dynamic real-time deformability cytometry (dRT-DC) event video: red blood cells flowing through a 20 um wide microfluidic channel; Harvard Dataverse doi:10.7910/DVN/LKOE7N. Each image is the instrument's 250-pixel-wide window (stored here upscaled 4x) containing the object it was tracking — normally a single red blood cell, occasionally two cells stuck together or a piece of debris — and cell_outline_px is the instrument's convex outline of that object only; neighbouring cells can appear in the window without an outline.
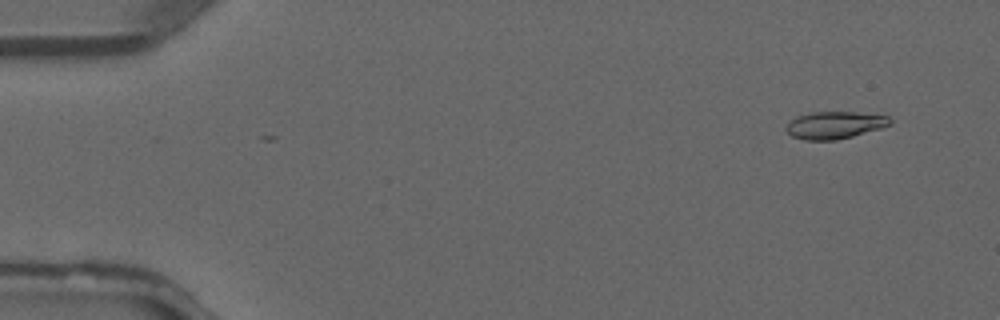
{"species": "common noctule bat (a hibernating species)", "species_latin": "Nyctalus noctula", "temperature_condition": "warm", "stored_images_in_passage": 5, "camera_frame_rate_fps": 3000, "um_per_image_px": 0.085, "animal": {"sex": "male", "forearm_length_mm": 52.5}, "frame": {"image": 1, "passage_image": 2, "time_ms": 0.333, "image_size_px": [1000, 320], "cell_outline_px": [[892, 124], [880, 128], [852, 136], [836, 140], [804, 140], [792, 136], [784, 128], [796, 116], [812, 112], [856, 112], [888, 116], [892, 120]], "centroid_in_image_um": [70.94, 10.63], "position_along_channel_um": 14.1, "area_um2": 16.42}}
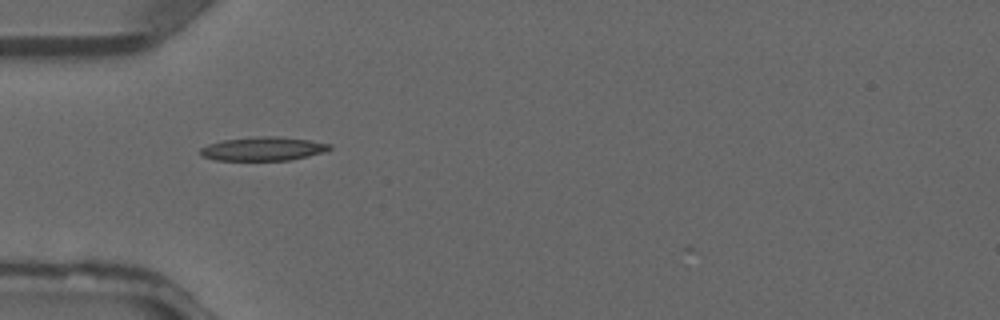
{"frame": {"image": 2, "passage_image": 5, "time_ms": 1.333, "image_size_px": [1000, 320], "cell_outline_px": [[332, 148], [324, 152], [308, 156], [288, 160], [216, 160], [200, 156], [200, 148], [208, 144], [224, 140], [260, 136], [276, 136], [308, 140], [332, 144]], "centroid_in_image_um": [22.36, 12.65], "position_along_channel_um": 62.6, "area_um2": 17.8}}